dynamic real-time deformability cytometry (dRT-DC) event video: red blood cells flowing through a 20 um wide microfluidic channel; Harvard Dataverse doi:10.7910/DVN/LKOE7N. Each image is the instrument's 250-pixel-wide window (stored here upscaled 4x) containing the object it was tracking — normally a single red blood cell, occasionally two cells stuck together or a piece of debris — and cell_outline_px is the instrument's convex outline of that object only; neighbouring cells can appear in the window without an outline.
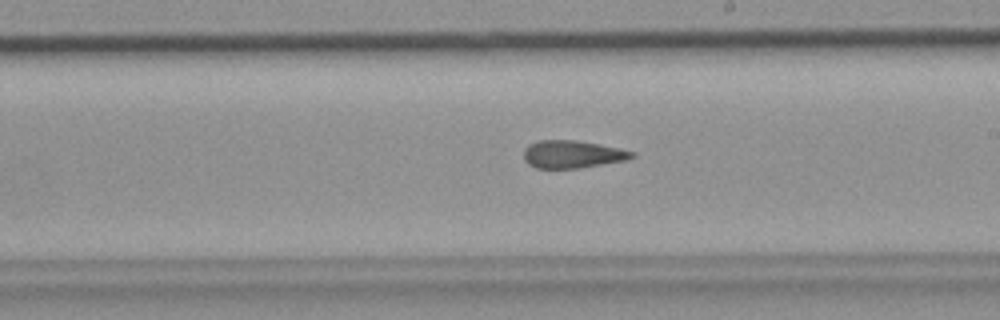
{"species": "common noctule bat (a hibernating species)", "species_latin": "Nyctalus noctula", "temperature_condition": "room temperature", "stored_images_in_passage": 31, "camera_frame_rate_fps": 3000, "um_per_image_px": 0.085, "animal": {"sex": "female", "body_mass_g": 19.9}, "frame": {"image": 1, "passage_image": 14, "time_ms": 4.333, "image_size_px": [1000, 320], "cell_outline_px": [[636, 156], [624, 160], [580, 168], [536, 168], [528, 164], [524, 160], [524, 148], [528, 144], [540, 140], [576, 140], [636, 152]], "centroid_in_image_um": [48.6, 13.11], "position_along_channel_um": 240.4, "area_um2": 17.28}}
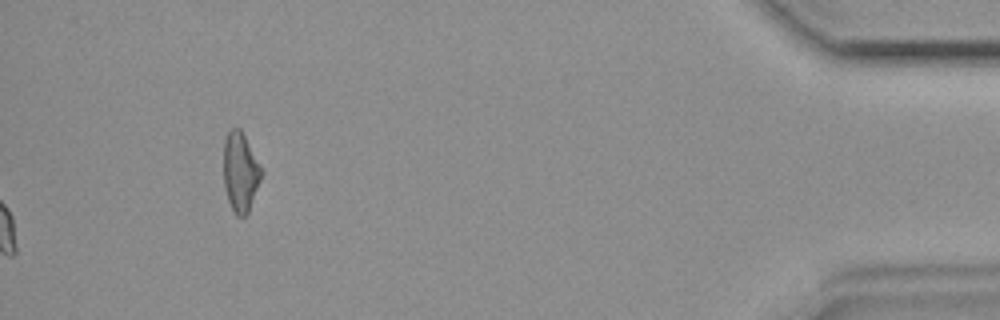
{"frame": {"image": 2, "passage_image": 31, "time_ms": 10.0, "image_size_px": [1000, 320], "cell_outline_px": [[264, 172], [248, 212], [244, 216], [236, 216], [228, 200], [224, 184], [224, 140], [228, 132], [232, 128], [240, 128]], "centroid_in_image_um": [20.44, 14.62], "position_along_channel_um": 414.8, "area_um2": 17.34}}